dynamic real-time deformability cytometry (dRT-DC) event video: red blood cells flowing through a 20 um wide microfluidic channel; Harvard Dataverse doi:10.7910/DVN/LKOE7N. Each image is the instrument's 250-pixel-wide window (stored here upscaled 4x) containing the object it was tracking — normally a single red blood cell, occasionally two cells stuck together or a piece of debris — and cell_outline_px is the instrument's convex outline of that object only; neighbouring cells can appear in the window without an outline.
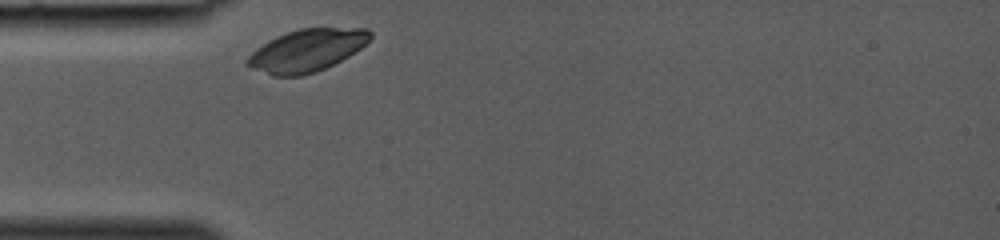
{"species": "common noctule bat (a hibernating species)", "species_latin": "Nyctalus noctula", "temperature_condition": "room temperature", "stored_images_in_passage": 23, "camera_frame_rate_fps": 3000, "um_per_image_px": 0.085, "animal": {"sex": "female", "body_mass_g": 19.0, "forearm_length_mm": 53.3}, "frame": {"image": 1, "passage_image": 1, "time_ms": 0.0, "image_size_px": [1000, 240], "cell_outline_px": [[372, 36], [360, 48], [348, 56], [316, 72], [300, 76], [272, 76], [252, 68], [244, 64], [244, 60], [256, 48], [268, 40], [276, 36], [300, 28], [368, 28], [372, 32]], "centroid_in_image_um": [26.03, 4.29], "position_along_channel_um": 59.0, "area_um2": 30.23}}
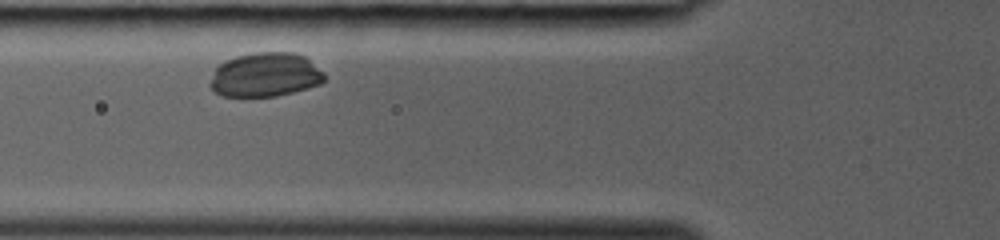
{"frame": {"image": 2, "passage_image": 4, "time_ms": 1.0, "image_size_px": [1000, 240], "cell_outline_px": [[324, 80], [320, 84], [292, 92], [276, 96], [224, 96], [216, 92], [208, 84], [216, 68], [224, 60], [236, 56], [252, 52], [296, 52], [304, 56], [324, 72]], "centroid_in_image_um": [22.54, 6.34], "position_along_channel_um": 103.3, "area_um2": 29.36}}
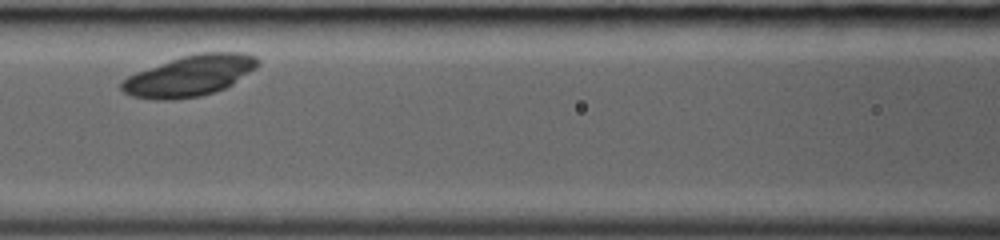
{"frame": {"image": 3, "passage_image": 7, "time_ms": 2.0, "image_size_px": [1000, 240], "cell_outline_px": [[260, 64], [256, 68], [232, 84], [224, 88], [200, 96], [172, 100], [152, 100], [132, 96], [124, 92], [120, 88], [120, 80], [136, 72], [180, 56], [200, 52], [244, 52], [256, 56], [260, 60]], "centroid_in_image_um": [16.12, 6.43], "position_along_channel_um": 150.5, "area_um2": 32.66}}